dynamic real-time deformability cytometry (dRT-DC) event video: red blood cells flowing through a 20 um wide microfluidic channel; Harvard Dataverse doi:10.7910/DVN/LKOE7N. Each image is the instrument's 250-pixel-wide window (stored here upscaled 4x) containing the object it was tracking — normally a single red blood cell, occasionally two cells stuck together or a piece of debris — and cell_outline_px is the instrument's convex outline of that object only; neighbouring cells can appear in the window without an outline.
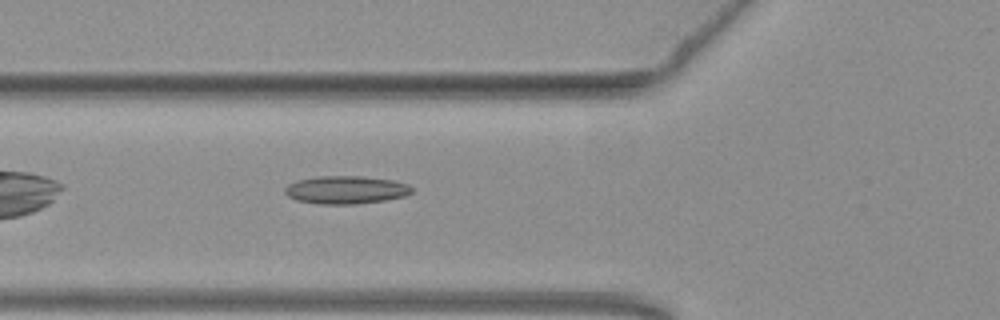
{"species": "common noctule bat (a hibernating species)", "species_latin": "Nyctalus noctula", "temperature_condition": "warm", "stored_images_in_passage": 40, "camera_frame_rate_fps": 3000, "um_per_image_px": 0.085, "animal": {"sex": "female", "body_mass_g": 19.3, "forearm_length_mm": 54.1}, "frame": {"image": 1, "passage_image": 6, "time_ms": 1.667, "image_size_px": [1000, 320], "cell_outline_px": [[412, 192], [404, 196], [384, 200], [356, 204], [320, 204], [296, 200], [288, 196], [284, 192], [284, 188], [288, 184], [296, 180], [320, 176], [360, 176], [392, 180], [408, 184], [412, 188]], "centroid_in_image_um": [29.37, 16.13], "position_along_channel_um": 96.4, "area_um2": 20.63}}
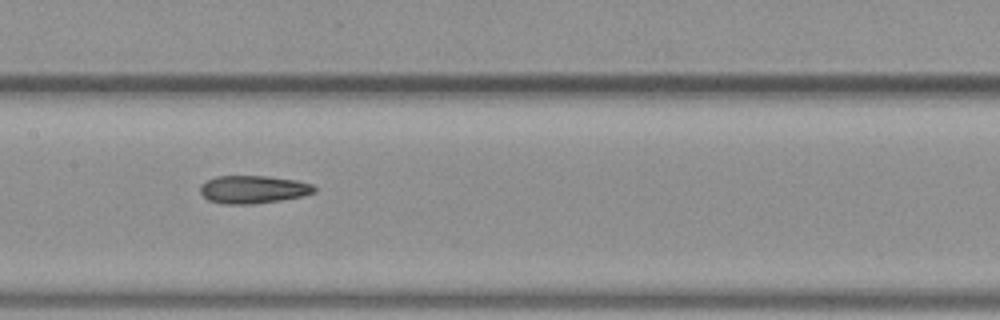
{"frame": {"image": 2, "passage_image": 13, "time_ms": 4.0, "image_size_px": [1000, 320], "cell_outline_px": [[316, 192], [300, 196], [280, 200], [252, 204], [224, 204], [208, 200], [200, 192], [200, 184], [216, 176], [268, 176], [296, 180], [312, 184], [316, 188]], "centroid_in_image_um": [21.5, 16.1], "position_along_channel_um": 185.9, "area_um2": 18.5}}
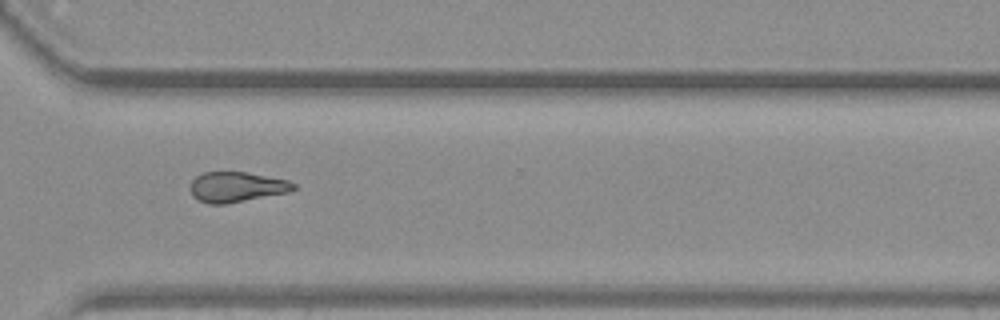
{"frame": {"image": 3, "passage_image": 26, "time_ms": 8.333, "image_size_px": [1000, 320], "cell_outline_px": [[296, 188], [288, 192], [228, 204], [208, 204], [192, 196], [192, 180], [196, 176], [204, 172], [248, 172], [288, 180], [296, 184]], "centroid_in_image_um": [20.13, 15.89], "position_along_channel_um": 350.5, "area_um2": 18.15}, "authors_computed_cell_mechanics": {"area_um2": 18.5538, "velocity_mm_per_s": 3.8072, "shape_relaxation_time_tau1_ms": null, "shape_relaxation_time_tau2_ms": 6.6301, "deformation_change_tau1": null, "deformation_change_tau2": 0.1611}}